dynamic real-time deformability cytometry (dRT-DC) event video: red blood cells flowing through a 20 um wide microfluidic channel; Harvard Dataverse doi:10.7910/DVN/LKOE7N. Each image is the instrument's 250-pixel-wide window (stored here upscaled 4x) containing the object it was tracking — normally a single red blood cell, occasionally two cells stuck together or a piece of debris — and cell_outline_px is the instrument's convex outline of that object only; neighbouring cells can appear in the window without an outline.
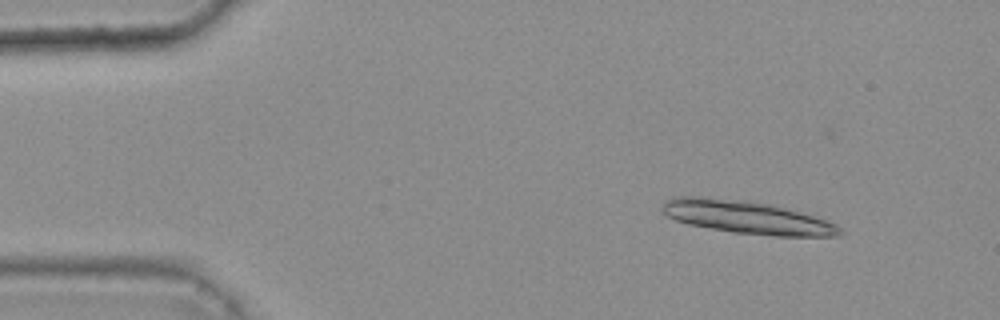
{"species": "common noctule bat (a hibernating species)", "species_latin": "Nyctalus noctula", "temperature_condition": "warm", "stored_images_in_passage": 16, "camera_frame_rate_fps": 3000, "um_per_image_px": 0.085, "animal": {"sex": "female", "body_mass_g": 25.1}, "frame": {"image": 1, "passage_image": 3, "time_ms": 0.667, "image_size_px": [1000, 320], "cell_outline_px": [[844, 232], [840, 236], [772, 236], [732, 232], [688, 224], [676, 220], [660, 212], [660, 208], [664, 200], [680, 196], [700, 196], [744, 200], [768, 204], [784, 208], [812, 216], [836, 224]], "centroid_in_image_um": [63.41, 18.47], "position_along_channel_um": 21.6, "area_um2": 33.93}}
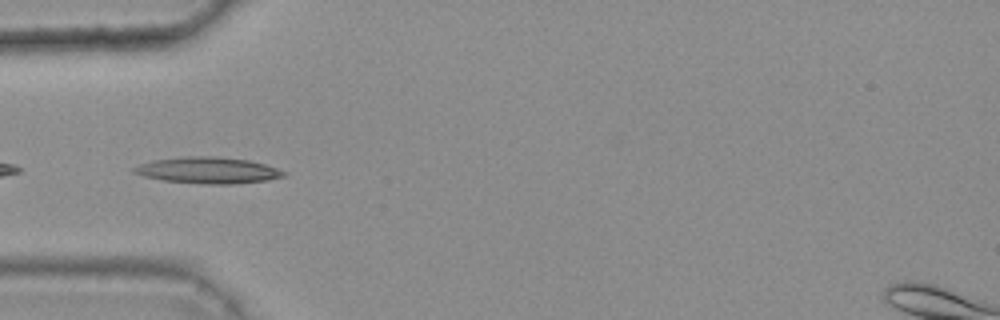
{"frame": {"image": 2, "passage_image": 14, "time_ms": 4.333, "image_size_px": [1000, 320], "cell_outline_px": [[288, 172], [284, 176], [268, 180], [236, 184], [204, 184], [164, 180], [144, 176], [132, 172], [132, 168], [140, 164], [152, 160], [188, 156], [212, 156], [248, 160], [264, 164]], "centroid_in_image_um": [17.68, 14.48], "position_along_channel_um": 67.3, "area_um2": 22.89}}